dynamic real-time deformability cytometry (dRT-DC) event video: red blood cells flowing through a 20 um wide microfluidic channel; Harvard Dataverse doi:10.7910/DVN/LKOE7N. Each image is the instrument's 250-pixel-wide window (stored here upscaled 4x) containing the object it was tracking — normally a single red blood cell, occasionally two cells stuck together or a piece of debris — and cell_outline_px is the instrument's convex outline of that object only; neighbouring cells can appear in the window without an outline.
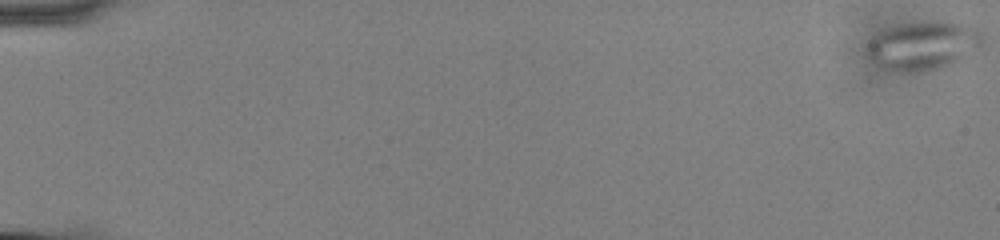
{"species": "common noctule bat (a hibernating species)", "species_latin": "Nyctalus noctula", "temperature_condition": "cold", "stored_images_in_passage": 59, "camera_frame_rate_fps": 3000, "um_per_image_px": 0.085, "animal": {"sex": "male", "body_mass_g": 13.0, "forearm_length_mm": 53.1}, "frame": {"image": 1, "passage_image": 1, "time_ms": 0.0, "image_size_px": [1000, 240], "cell_outline_px": [[984, 40], [980, 48], [944, 64], [932, 68], [900, 72], [892, 72], [880, 68], [868, 56], [868, 44], [884, 28], [900, 24], [924, 20], [960, 24], [980, 28], [984, 32]], "centroid_in_image_um": [78.44, 3.83], "position_along_channel_um": 6.6, "area_um2": 32.02}}
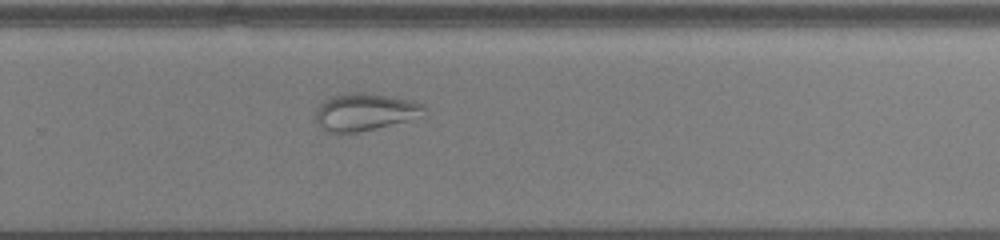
{"frame": {"image": 2, "passage_image": 41, "time_ms": 13.333, "image_size_px": [1000, 240], "cell_outline_px": [[428, 116], [356, 132], [328, 132], [316, 120], [316, 108], [324, 100], [332, 96], [344, 92], [364, 92], [392, 96], [412, 100], [424, 104], [428, 108]], "centroid_in_image_um": [31.12, 9.48], "position_along_channel_um": 298.7, "area_um2": 23.93}}
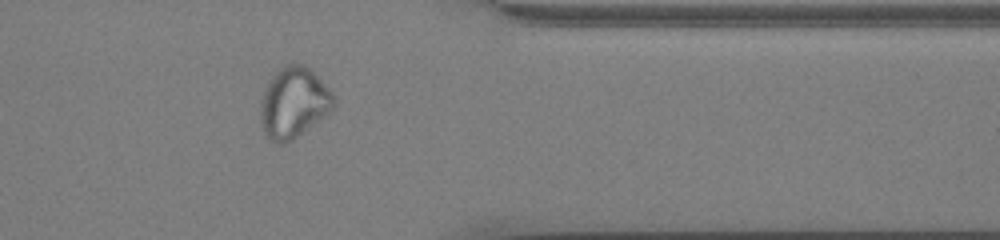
{"frame": {"image": 3, "passage_image": 49, "time_ms": 16.0, "image_size_px": [1000, 240], "cell_outline_px": [[336, 104], [332, 112], [292, 140], [284, 144], [280, 144], [272, 140], [264, 132], [260, 120], [260, 100], [264, 88], [268, 80], [284, 64], [304, 64], [336, 96]], "centroid_in_image_um": [24.97, 8.74], "position_along_channel_um": 386.4, "area_um2": 30.4}}